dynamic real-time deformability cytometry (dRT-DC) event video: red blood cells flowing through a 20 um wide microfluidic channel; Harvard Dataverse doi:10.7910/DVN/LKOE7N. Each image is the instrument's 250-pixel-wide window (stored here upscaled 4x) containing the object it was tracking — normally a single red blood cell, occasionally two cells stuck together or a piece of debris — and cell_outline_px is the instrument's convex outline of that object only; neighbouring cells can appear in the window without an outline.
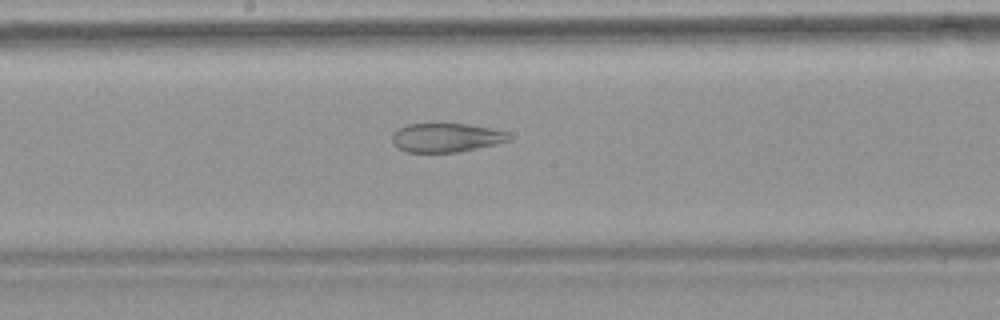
{"species": "common noctule bat (a hibernating species)", "species_latin": "Nyctalus noctula", "temperature_condition": "warm", "stored_images_in_passage": 38, "camera_frame_rate_fps": 3000, "um_per_image_px": 0.085, "animal": {"sex": "female", "body_mass_g": 18.4}, "frame": {"image": 1, "passage_image": 14, "time_ms": 4.333, "image_size_px": [1000, 320], "cell_outline_px": [[512, 140], [496, 144], [456, 152], [408, 152], [396, 148], [392, 140], [392, 136], [396, 128], [408, 124], [468, 124], [492, 128], [508, 132], [512, 136]], "centroid_in_image_um": [37.94, 11.69], "position_along_channel_um": 210.3, "area_um2": 19.83}}
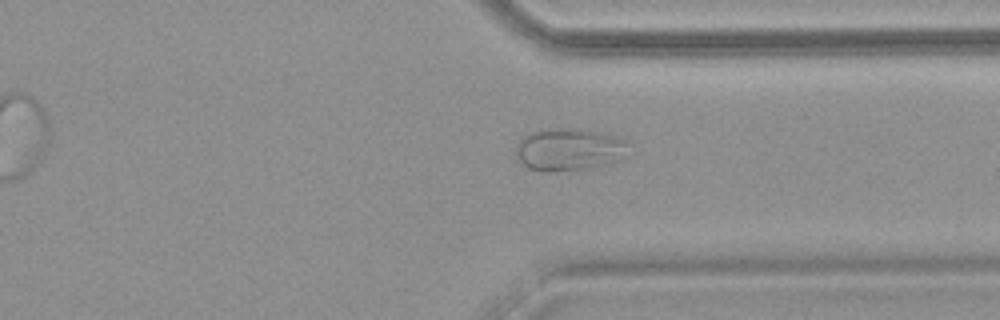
{"frame": {"image": 2, "passage_image": 26, "time_ms": 8.333, "image_size_px": [1000, 320], "cell_outline_px": [[628, 156], [608, 164], [592, 168], [544, 172], [540, 172], [528, 168], [516, 156], [516, 144], [524, 136], [532, 132], [576, 128], [616, 136], [628, 140]], "centroid_in_image_um": [48.42, 12.73], "position_along_channel_um": 363.0, "area_um2": 27.74}}
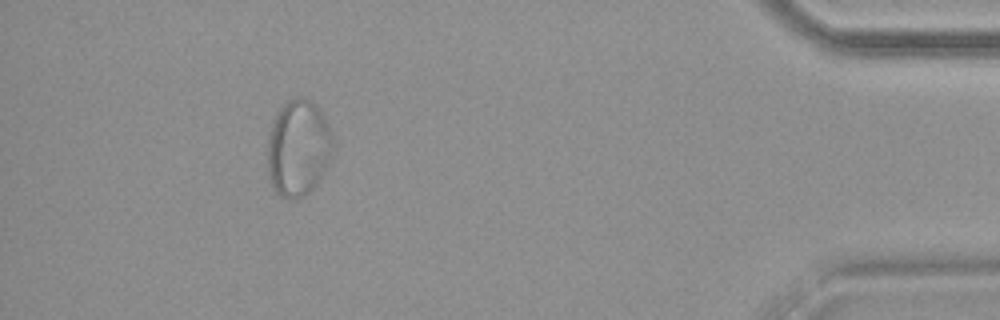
{"frame": {"image": 3, "passage_image": 34, "time_ms": 11.0, "image_size_px": [1000, 320], "cell_outline_px": [[332, 156], [320, 180], [304, 196], [288, 200], [280, 196], [276, 192], [268, 176], [268, 140], [272, 124], [280, 108], [288, 100], [296, 96], [308, 100], [316, 104], [320, 108], [324, 116], [328, 128]], "centroid_in_image_um": [25.33, 12.61], "position_along_channel_um": 409.9, "area_um2": 36.36}}